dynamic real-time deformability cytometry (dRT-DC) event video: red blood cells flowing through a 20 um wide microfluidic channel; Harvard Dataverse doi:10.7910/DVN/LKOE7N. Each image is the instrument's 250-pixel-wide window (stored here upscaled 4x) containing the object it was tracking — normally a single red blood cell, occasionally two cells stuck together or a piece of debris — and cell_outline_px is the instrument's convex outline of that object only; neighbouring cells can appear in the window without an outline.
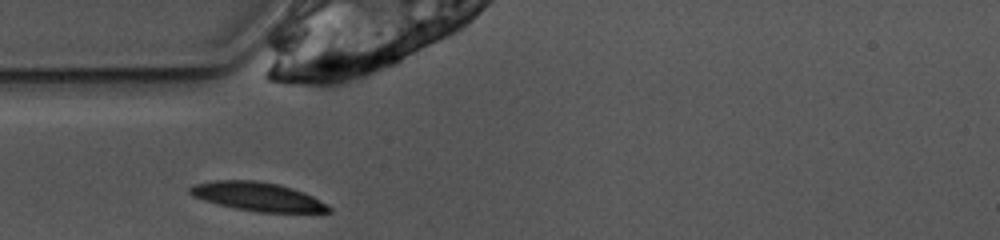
{"species": "common noctule bat (a hibernating species)", "species_latin": "Nyctalus noctula", "temperature_condition": "warm", "stored_images_in_passage": 25, "camera_frame_rate_fps": 3000, "um_per_image_px": 0.085, "animal": {"sex": "female", "body_mass_g": 10.0, "forearm_length_mm": 53.1}, "frame": {"image": 1, "passage_image": 1, "time_ms": 0.0, "image_size_px": [1000, 240], "cell_outline_px": [[332, 212], [256, 212], [236, 208], [204, 200], [192, 196], [188, 192], [188, 188], [192, 184], [216, 180], [256, 180], [276, 184], [292, 188], [304, 192], [312, 196], [332, 208]], "centroid_in_image_um": [21.87, 16.7], "position_along_channel_um": 63.1, "area_um2": 23.06}}
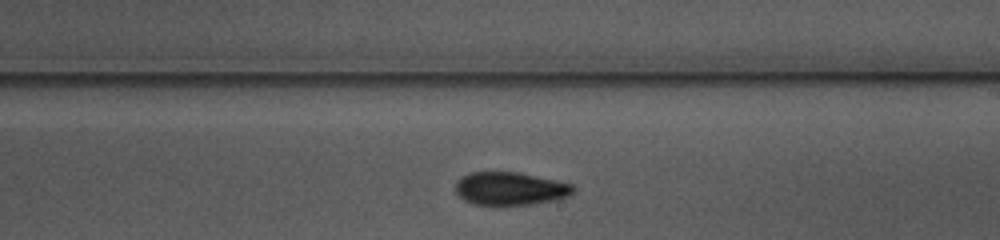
{"frame": {"image": 2, "passage_image": 15, "time_ms": 4.667, "image_size_px": [1000, 240], "cell_outline_px": [[576, 188], [568, 196], [552, 200], [532, 204], [476, 204], [464, 200], [456, 192], [456, 180], [468, 172], [516, 172], [556, 180], [572, 184]], "centroid_in_image_um": [43.35, 16.01], "position_along_channel_um": 245.7, "area_um2": 22.37}}
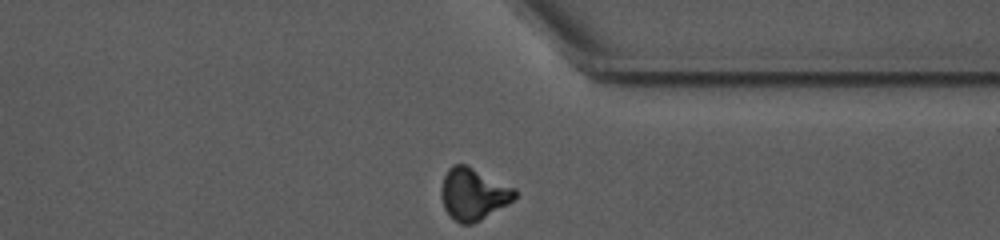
{"frame": {"image": 3, "passage_image": 25, "time_ms": 8.0, "image_size_px": [1000, 240], "cell_outline_px": [[520, 192], [508, 204], [480, 220], [472, 224], [460, 224], [444, 208], [440, 192], [440, 188], [444, 176], [448, 168], [452, 164], [468, 164], [516, 188]], "centroid_in_image_um": [40.25, 16.45], "position_along_channel_um": 371.2, "area_um2": 22.54}, "authors_computed_cell_mechanics": {"area_um2": 22.7732, "velocity_mm_per_s": 3.8863, "shape_relaxation_time_tau1_ms": 3.2297, "shape_relaxation_time_tau2_ms": 5.9665, "deformation_change_tau1": 0.1234, "deformation_change_tau2": 0.1089}}